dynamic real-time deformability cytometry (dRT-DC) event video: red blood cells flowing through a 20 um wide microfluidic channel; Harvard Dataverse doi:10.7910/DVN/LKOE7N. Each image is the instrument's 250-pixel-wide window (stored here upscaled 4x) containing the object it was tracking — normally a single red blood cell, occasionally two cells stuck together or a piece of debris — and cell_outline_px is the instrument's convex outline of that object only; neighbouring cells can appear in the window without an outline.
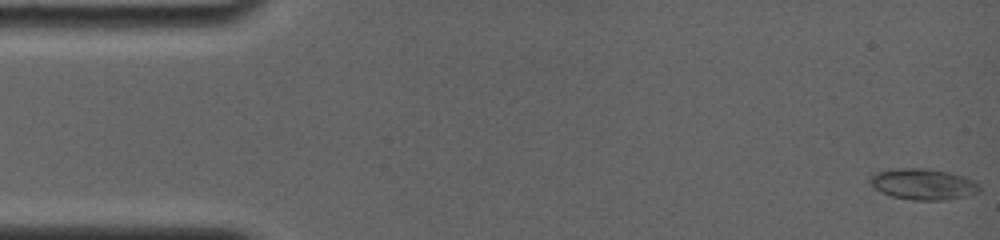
{"species": "common noctule bat (a hibernating species)", "species_latin": "Nyctalus noctula", "temperature_condition": "room temperature", "stored_images_in_passage": 67, "camera_frame_rate_fps": 4000, "um_per_image_px": 0.085, "animal": {"sex": "female", "body_mass_g": 19.0, "forearm_length_mm": 56.7}, "frame": {"image": 1, "passage_image": 1, "time_ms": 0.0, "image_size_px": [1000, 240], "cell_outline_px": [[980, 192], [944, 200], [916, 200], [892, 196], [880, 192], [872, 188], [868, 180], [876, 172], [896, 168], [924, 168], [948, 172], [964, 176], [972, 180], [980, 188]], "centroid_in_image_um": [78.41, 15.65], "position_along_channel_um": 6.6, "area_um2": 19.65}}
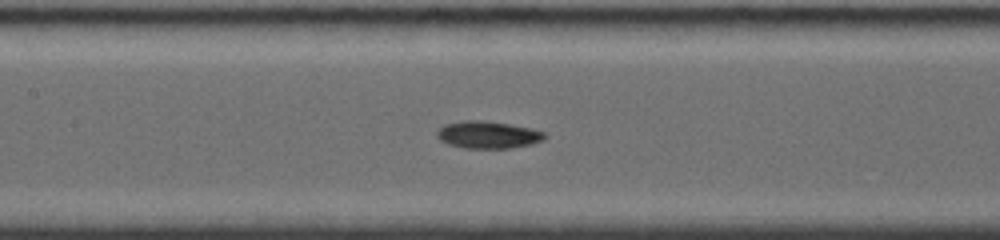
{"frame": {"image": 2, "passage_image": 38, "time_ms": 7.5, "image_size_px": [1000, 240], "cell_outline_px": [[548, 136], [544, 140], [532, 144], [512, 148], [464, 148], [448, 144], [440, 140], [436, 136], [436, 132], [444, 124], [460, 120], [484, 120], [532, 128], [544, 132]], "centroid_in_image_um": [41.48, 11.45], "position_along_channel_um": 165.9, "area_um2": 17.34}}
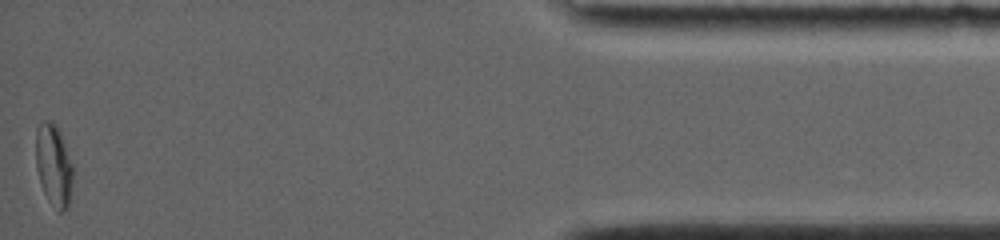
{"frame": {"image": 3, "passage_image": 67, "time_ms": 16.25, "image_size_px": [1000, 240], "cell_outline_px": [[72, 184], [68, 208], [60, 212], [48, 200], [44, 192], [40, 180], [36, 164], [36, 128], [44, 120], [48, 120], [60, 132], [72, 164]], "centroid_in_image_um": [4.56, 14.06], "position_along_channel_um": 430.6, "area_um2": 17.28}, "authors_computed_cell_mechanics": {"area_um2": 16.9354, "velocity_mm_per_s": 3.808, "shape_relaxation_time_tau1_ms": 5.9988, "shape_relaxation_time_tau2_ms": 4.8203, "deformation_change_tau1": 0.1428, "deformation_change_tau2": 0.0776}}